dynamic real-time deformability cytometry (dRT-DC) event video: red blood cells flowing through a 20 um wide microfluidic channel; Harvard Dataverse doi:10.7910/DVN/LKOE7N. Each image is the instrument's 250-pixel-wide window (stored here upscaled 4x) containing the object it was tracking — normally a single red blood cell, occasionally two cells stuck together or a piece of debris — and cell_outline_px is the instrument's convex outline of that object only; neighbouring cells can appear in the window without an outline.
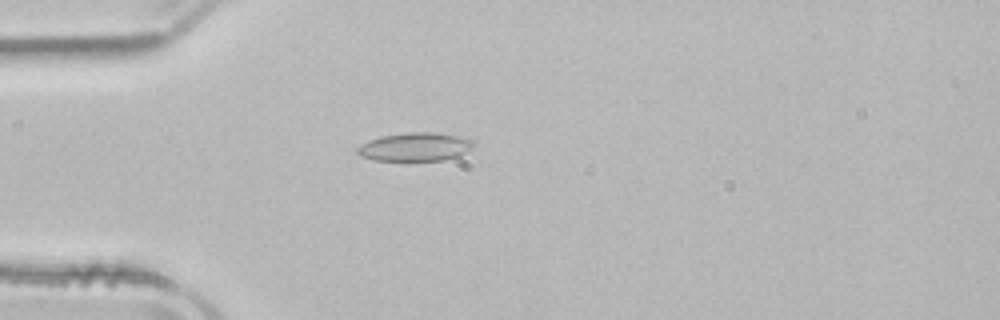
{"species": "common noctule bat (a hibernating species)", "species_latin": "Nyctalus noctula", "temperature_condition": "room temperature", "stored_images_in_passage": 51, "camera_frame_rate_fps": 3000, "um_per_image_px": 0.085, "animal": {"sex": "male", "body_mass_g": 21.5, "forearm_length_mm": 52.0}, "frame": {"image": 1, "passage_image": 14, "time_ms": 4.333, "image_size_px": [1000, 320], "cell_outline_px": [[476, 144], [472, 148], [460, 156], [444, 160], [376, 160], [360, 156], [356, 152], [356, 148], [360, 144], [368, 140], [380, 136], [408, 132], [432, 132], [460, 136], [472, 140]], "centroid_in_image_um": [35.29, 12.48], "position_along_channel_um": 49.7, "area_um2": 19.42}}
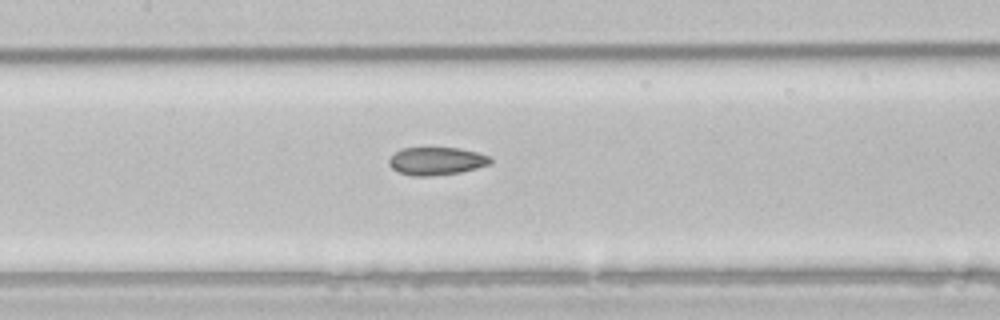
{"frame": {"image": 2, "passage_image": 24, "time_ms": 7.667, "image_size_px": [1000, 320], "cell_outline_px": [[492, 160], [488, 164], [476, 168], [460, 172], [432, 176], [412, 176], [400, 172], [392, 168], [388, 164], [388, 160], [400, 148], [460, 148], [476, 152], [488, 156]], "centroid_in_image_um": [37.07, 13.69], "position_along_channel_um": 170.3, "area_um2": 16.3}}
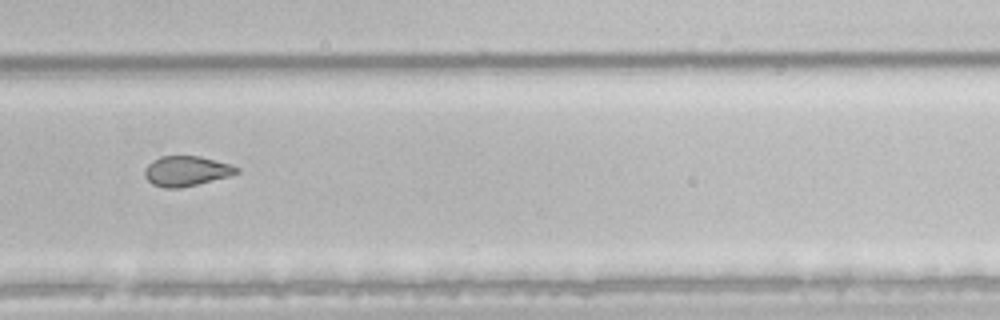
{"frame": {"image": 3, "passage_image": 35, "time_ms": 11.333, "image_size_px": [1000, 320], "cell_outline_px": [[240, 172], [228, 176], [180, 188], [164, 188], [152, 184], [144, 176], [144, 168], [152, 160], [160, 156], [200, 156], [228, 164], [240, 168]], "centroid_in_image_um": [15.79, 14.53], "position_along_channel_um": 314.0, "area_um2": 16.01}, "authors_computed_cell_mechanics": {"area_um2": 19.074, "velocity_mm_per_s": 3.9346, "shape_relaxation_time_tau1_ms": null, "shape_relaxation_time_tau2_ms": 2.5679, "deformation_change_tau1": null, "deformation_change_tau2": 0.0884}}